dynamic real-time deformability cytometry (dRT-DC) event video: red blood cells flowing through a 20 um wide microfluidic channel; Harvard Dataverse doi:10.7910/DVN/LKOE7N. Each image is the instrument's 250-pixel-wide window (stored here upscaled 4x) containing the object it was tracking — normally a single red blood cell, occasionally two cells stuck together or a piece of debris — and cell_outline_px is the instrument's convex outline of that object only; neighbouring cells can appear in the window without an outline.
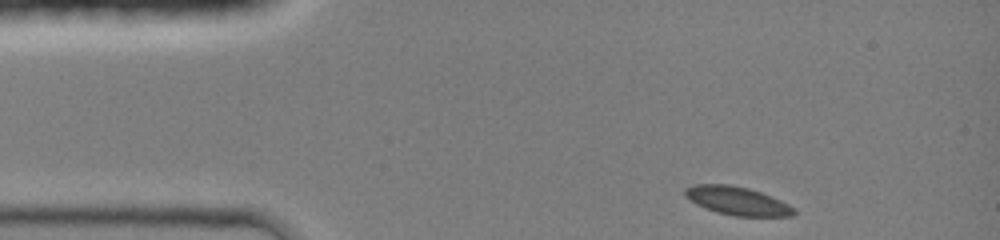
{"species": "common noctule bat (a hibernating species)", "species_latin": "Nyctalus noctula", "temperature_condition": "room temperature", "stored_images_in_passage": 36, "camera_frame_rate_fps": 3000, "um_per_image_px": 0.085, "animal": {"sex": "female", "body_mass_g": 19.0, "forearm_length_mm": 51.5}, "frame": {"image": 1, "passage_image": 1, "time_ms": 0.0, "image_size_px": [1000, 240], "cell_outline_px": [[796, 212], [792, 216], [736, 216], [716, 212], [696, 204], [684, 196], [684, 188], [692, 184], [728, 184], [748, 188], [772, 196], [796, 208]], "centroid_in_image_um": [62.65, 17.06], "position_along_channel_um": 22.3, "area_um2": 18.09}}
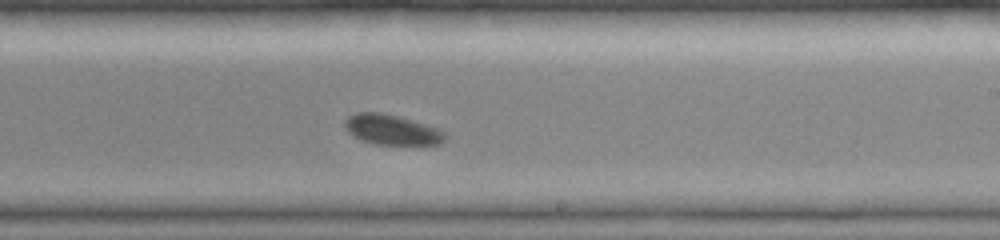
{"frame": {"image": 2, "passage_image": 22, "time_ms": 7.0, "image_size_px": [1000, 240], "cell_outline_px": [[448, 136], [440, 144], [372, 144], [360, 140], [352, 136], [348, 132], [344, 124], [344, 120], [348, 116], [356, 112], [380, 112], [412, 120], [440, 128]], "centroid_in_image_um": [33.28, 11.02], "position_along_channel_um": 255.7, "area_um2": 17.74}}
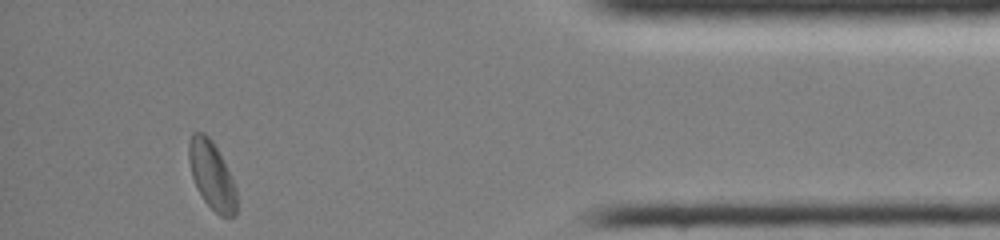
{"frame": {"image": 3, "passage_image": 36, "time_ms": 11.667, "image_size_px": [1000, 240], "cell_outline_px": [[236, 212], [232, 216], [220, 216], [204, 200], [192, 176], [188, 160], [188, 144], [192, 132], [204, 132], [212, 140], [236, 188]], "centroid_in_image_um": [17.97, 14.87], "position_along_channel_um": 417.2, "area_um2": 18.38}}